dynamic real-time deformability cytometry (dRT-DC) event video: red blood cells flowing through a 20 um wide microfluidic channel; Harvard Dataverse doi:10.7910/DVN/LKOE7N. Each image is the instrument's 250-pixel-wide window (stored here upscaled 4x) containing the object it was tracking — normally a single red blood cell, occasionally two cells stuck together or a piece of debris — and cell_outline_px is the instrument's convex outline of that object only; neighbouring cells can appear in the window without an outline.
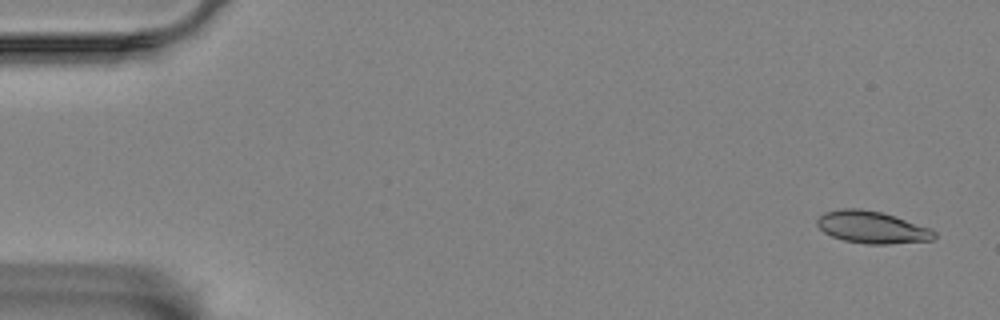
{"species": "Egyptian fruit bat (a non-hibernating species)", "species_latin": "Rousettus aegyptiacus", "temperature_condition": "room temperature", "stored_images_in_passage": 16, "camera_frame_rate_fps": 3000, "um_per_image_px": 0.085, "animal": {"sex": "female"}, "frame": {"image": 1, "passage_image": 1, "time_ms": 0.0, "image_size_px": [1000, 320], "cell_outline_px": [[936, 236], [932, 240], [888, 244], [864, 244], [844, 240], [832, 236], [824, 232], [816, 224], [816, 220], [824, 212], [840, 208], [860, 208], [880, 212], [928, 228], [936, 232]], "centroid_in_image_um": [74.06, 19.32], "position_along_channel_um": 10.9, "area_um2": 21.68}}
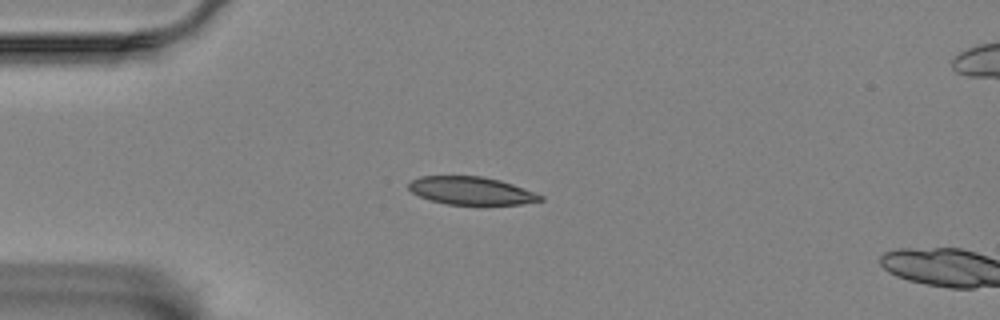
{"frame": {"image": 2, "passage_image": 13, "time_ms": 4.0, "image_size_px": [1000, 320], "cell_outline_px": [[544, 200], [520, 204], [484, 208], [444, 204], [428, 200], [412, 192], [408, 188], [408, 184], [412, 180], [420, 176], [484, 176], [500, 180], [536, 192], [544, 196]], "centroid_in_image_um": [40.1, 16.27], "position_along_channel_um": 44.9, "area_um2": 22.54}}